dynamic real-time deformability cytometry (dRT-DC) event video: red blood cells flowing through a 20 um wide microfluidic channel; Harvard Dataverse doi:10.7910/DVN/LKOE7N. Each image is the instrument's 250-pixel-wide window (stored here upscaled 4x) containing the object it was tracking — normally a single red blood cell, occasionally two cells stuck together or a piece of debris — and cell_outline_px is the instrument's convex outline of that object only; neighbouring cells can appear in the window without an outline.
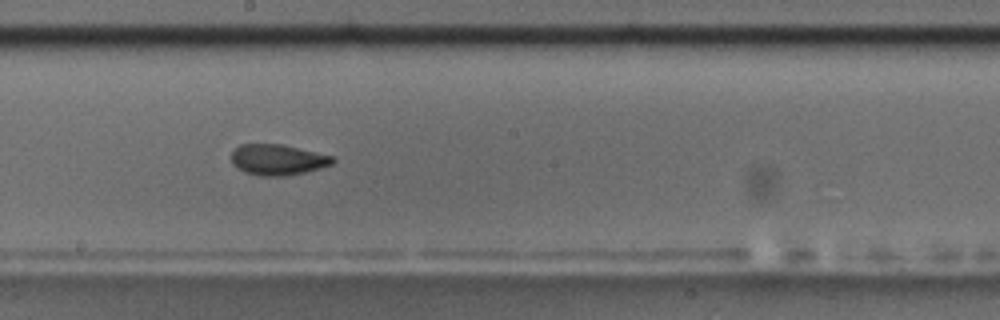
{"species": "common noctule bat (a hibernating species)", "species_latin": "Nyctalus noctula", "temperature_condition": "room temperature", "stored_images_in_passage": 11, "camera_frame_rate_fps": 3000, "um_per_image_px": 0.085, "animal": {"sex": "male", "body_mass_g": 17.5, "forearm_length_mm": 52.3}, "frame": {"image": 1, "passage_image": 7, "time_ms": 2.0, "image_size_px": [1000, 320], "cell_outline_px": [[336, 160], [332, 164], [320, 168], [304, 172], [284, 176], [260, 176], [244, 172], [236, 168], [232, 164], [232, 152], [240, 144], [280, 144], [332, 156]], "centroid_in_image_um": [23.57, 13.58], "position_along_channel_um": 224.6, "area_um2": 18.03}}
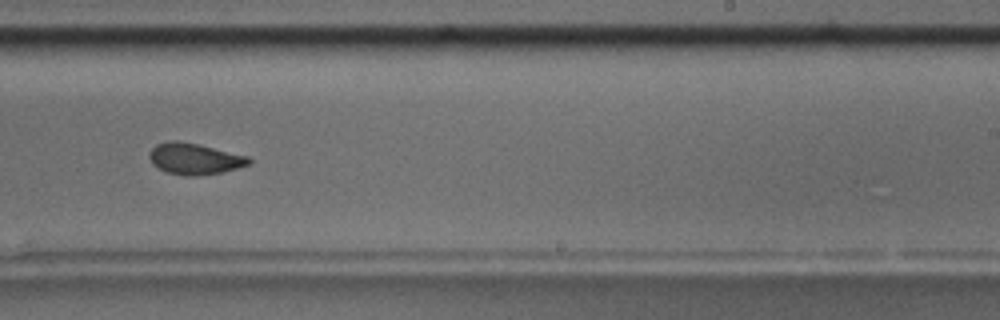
{"frame": {"image": 2, "passage_image": 8, "time_ms": 2.333, "image_size_px": [1000, 320], "cell_outline_px": [[252, 164], [224, 172], [196, 176], [184, 176], [168, 172], [152, 164], [148, 156], [148, 152], [156, 144], [168, 140], [176, 140], [200, 144], [248, 156], [252, 160]], "centroid_in_image_um": [16.55, 13.49], "position_along_channel_um": 272.4, "area_um2": 18.44}}